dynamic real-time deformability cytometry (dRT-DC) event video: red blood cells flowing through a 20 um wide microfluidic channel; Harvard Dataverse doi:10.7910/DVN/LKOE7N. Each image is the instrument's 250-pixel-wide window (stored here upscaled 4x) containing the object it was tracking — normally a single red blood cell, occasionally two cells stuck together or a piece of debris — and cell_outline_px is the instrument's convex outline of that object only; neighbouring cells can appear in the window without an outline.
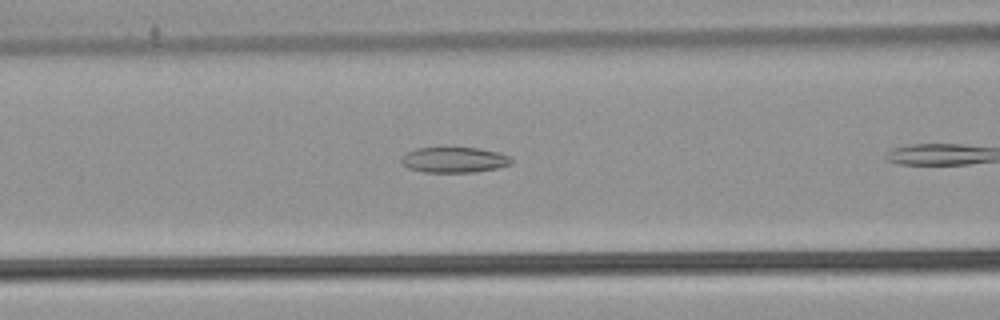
{"species": "common noctule bat (a hibernating species)", "species_latin": "Nyctalus noctula", "temperature_condition": "warm", "stored_images_in_passage": 10, "camera_frame_rate_fps": 3000, "um_per_image_px": 0.085, "animal": {"sex": "male", "body_mass_g": 21.5, "forearm_length_mm": 52.0}, "frame": {"image": 1, "passage_image": 9, "time_ms": 2.667, "image_size_px": [1000, 320], "cell_outline_px": [[512, 164], [496, 168], [472, 172], [424, 172], [408, 168], [400, 160], [408, 152], [416, 148], [440, 144], [480, 148], [496, 152], [508, 156], [512, 160]], "centroid_in_image_um": [38.56, 13.53], "position_along_channel_um": 128.0, "area_um2": 16.99}}